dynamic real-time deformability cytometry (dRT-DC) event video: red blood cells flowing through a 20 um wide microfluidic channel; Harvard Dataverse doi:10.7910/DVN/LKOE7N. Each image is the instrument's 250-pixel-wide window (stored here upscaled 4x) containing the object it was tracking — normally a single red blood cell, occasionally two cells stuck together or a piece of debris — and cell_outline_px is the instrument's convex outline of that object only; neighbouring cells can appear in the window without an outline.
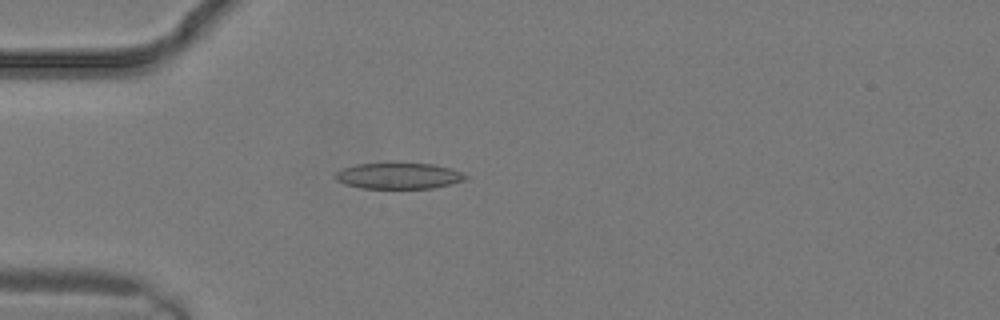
{"species": "common noctule bat (a hibernating species)", "species_latin": "Nyctalus noctula", "temperature_condition": "warm", "stored_images_in_passage": 3, "camera_frame_rate_fps": 3000, "um_per_image_px": 0.085, "animal": {"sex": "male", "body_mass_g": 19.2, "forearm_length_mm": 51.8}, "frame": {"image": 1, "passage_image": 3, "time_ms": 0.667, "image_size_px": [1000, 320], "cell_outline_px": [[468, 176], [464, 180], [452, 184], [432, 188], [360, 188], [344, 184], [336, 180], [332, 176], [336, 172], [344, 168], [356, 164], [432, 164], [452, 168]], "centroid_in_image_um": [33.86, 14.96], "position_along_channel_um": 51.1, "area_um2": 19.59}}